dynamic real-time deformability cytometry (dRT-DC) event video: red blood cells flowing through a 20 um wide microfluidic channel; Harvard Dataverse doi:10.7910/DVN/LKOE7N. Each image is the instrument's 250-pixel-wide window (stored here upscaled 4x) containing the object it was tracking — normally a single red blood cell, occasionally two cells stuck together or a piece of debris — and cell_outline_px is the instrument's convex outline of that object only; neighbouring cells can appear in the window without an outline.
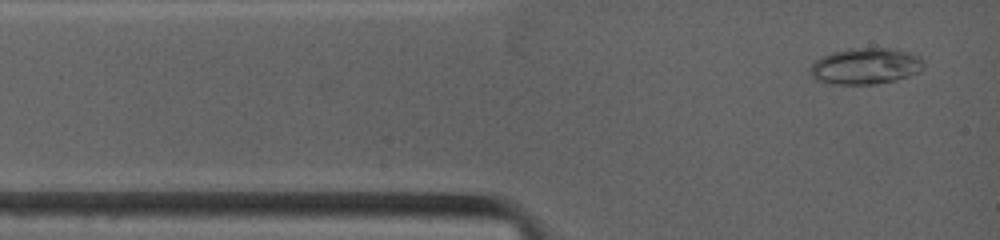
{"species": "common noctule bat (a hibernating species)", "species_latin": "Nyctalus noctula", "temperature_condition": "warm", "stored_images_in_passage": 8, "camera_frame_rate_fps": 4500, "um_per_image_px": 0.085, "animal": {"sex": "female", "body_mass_g": 19.0, "forearm_length_mm": 53.3}, "frame": {"image": 1, "passage_image": 2, "time_ms": 0.222, "image_size_px": [1000, 240], "cell_outline_px": [[924, 68], [920, 72], [896, 80], [872, 84], [836, 84], [816, 80], [808, 72], [812, 64], [816, 60], [832, 52], [848, 48], [896, 48], [920, 56], [924, 60]], "centroid_in_image_um": [73.6, 5.61], "position_along_channel_um": 11.4, "area_um2": 24.16}}